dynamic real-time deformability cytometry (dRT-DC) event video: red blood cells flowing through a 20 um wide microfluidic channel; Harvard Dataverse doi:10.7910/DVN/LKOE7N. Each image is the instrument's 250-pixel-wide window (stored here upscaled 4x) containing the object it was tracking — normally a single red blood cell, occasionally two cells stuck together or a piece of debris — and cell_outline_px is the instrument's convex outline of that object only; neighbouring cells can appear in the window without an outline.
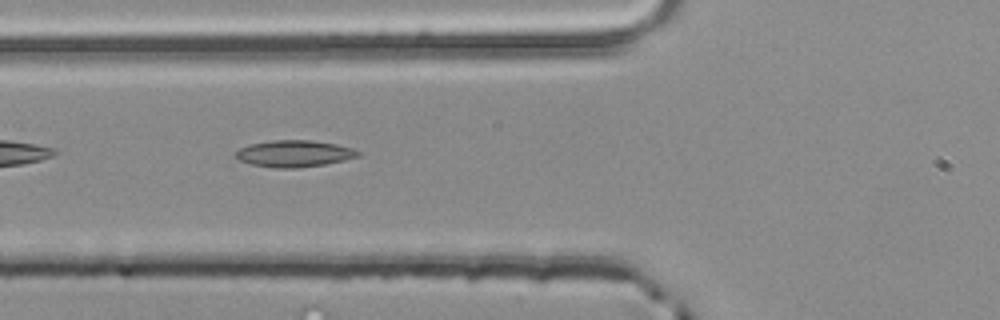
{"species": "common noctule bat (a hibernating species)", "species_latin": "Nyctalus noctula", "temperature_condition": "room temperature", "stored_images_in_passage": 37, "camera_frame_rate_fps": 3000, "um_per_image_px": 0.085, "animal": {"sex": "male", "body_mass_g": 20.4}, "frame": {"image": 1, "passage_image": 4, "time_ms": 1.0, "image_size_px": [1000, 320], "cell_outline_px": [[360, 152], [356, 156], [344, 160], [324, 164], [296, 168], [276, 168], [252, 164], [240, 160], [236, 156], [236, 152], [240, 148], [248, 144], [272, 140], [312, 140], [336, 144], [356, 148]], "centroid_in_image_um": [25.01, 13.04], "position_along_channel_um": 100.8, "area_um2": 18.9}}
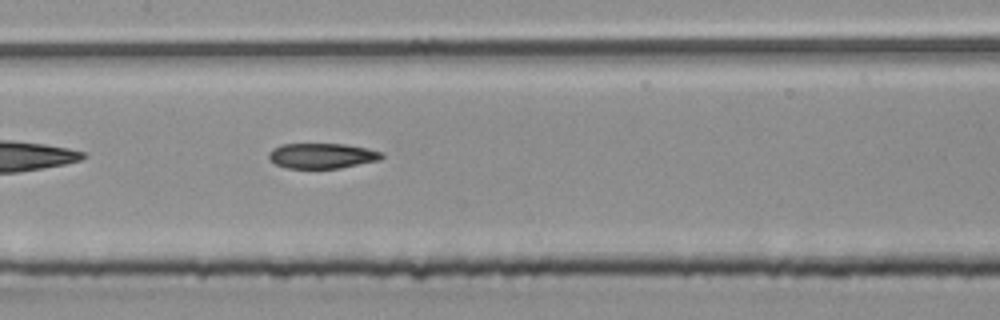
{"frame": {"image": 2, "passage_image": 10, "time_ms": 3.0, "image_size_px": [1000, 320], "cell_outline_px": [[384, 156], [380, 160], [340, 168], [288, 168], [276, 164], [268, 160], [268, 152], [272, 148], [280, 144], [344, 144], [368, 148], [384, 152]], "centroid_in_image_um": [27.37, 13.23], "position_along_channel_um": 180.0, "area_um2": 16.82}}
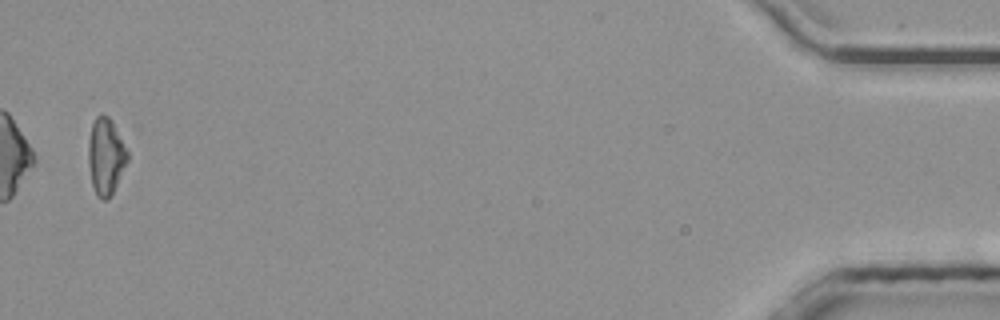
{"frame": {"image": 3, "passage_image": 36, "time_ms": 11.667, "image_size_px": [1000, 320], "cell_outline_px": [[128, 160], [108, 200], [100, 200], [96, 196], [92, 184], [88, 164], [88, 140], [92, 124], [96, 116], [100, 112], [108, 116], [128, 152]], "centroid_in_image_um": [8.96, 13.3], "position_along_channel_um": 426.2, "area_um2": 17.28}, "authors_computed_cell_mechanics": {"area_um2": 17.34, "velocity_mm_per_s": 3.9245, "shape_relaxation_time_tau1_ms": null, "shape_relaxation_time_tau2_ms": 5.0144, "deformation_change_tau1": null, "deformation_change_tau2": 0.142}}